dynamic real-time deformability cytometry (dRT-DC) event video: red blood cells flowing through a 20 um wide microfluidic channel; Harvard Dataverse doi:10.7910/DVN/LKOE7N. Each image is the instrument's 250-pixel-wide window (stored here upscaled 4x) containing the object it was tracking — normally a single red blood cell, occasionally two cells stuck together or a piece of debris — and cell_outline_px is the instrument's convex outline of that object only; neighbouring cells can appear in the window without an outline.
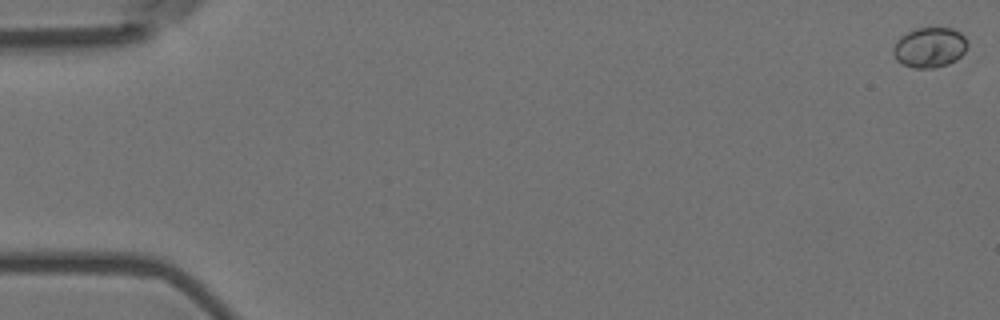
{"species": "Egyptian fruit bat (a non-hibernating species)", "species_latin": "Rousettus aegyptiacus", "temperature_condition": "room temperature", "stored_images_in_passage": 56, "camera_frame_rate_fps": 3000, "um_per_image_px": 0.085, "animal": {"sex": "female"}, "frame": {"image": 1, "passage_image": 1, "time_ms": 0.0, "image_size_px": [1000, 320], "cell_outline_px": [[968, 48], [956, 60], [948, 64], [932, 68], [912, 68], [896, 60], [892, 52], [892, 48], [896, 40], [900, 36], [916, 28], [952, 28], [960, 32], [968, 40]], "centroid_in_image_um": [79.02, 4.03], "position_along_channel_um": 6.0, "area_um2": 17.57}}
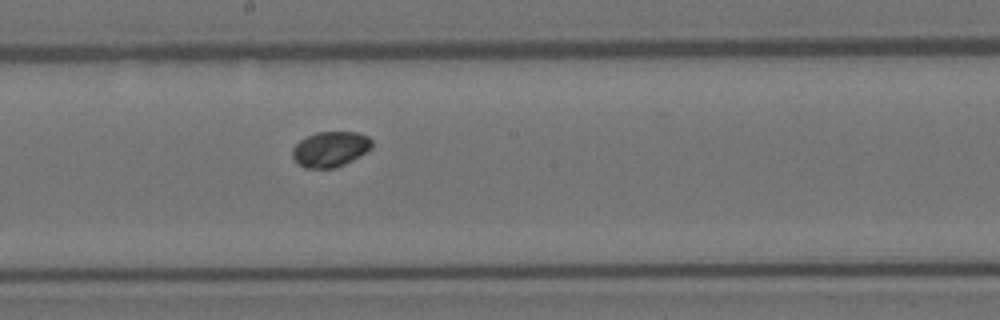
{"frame": {"image": 2, "passage_image": 32, "time_ms": 10.333, "image_size_px": [1000, 320], "cell_outline_px": [[372, 148], [360, 156], [336, 168], [304, 168], [296, 164], [292, 156], [292, 148], [300, 140], [316, 132], [356, 132], [368, 136], [372, 140]], "centroid_in_image_um": [28.06, 12.69], "position_along_channel_um": 220.1, "area_um2": 16.53}}
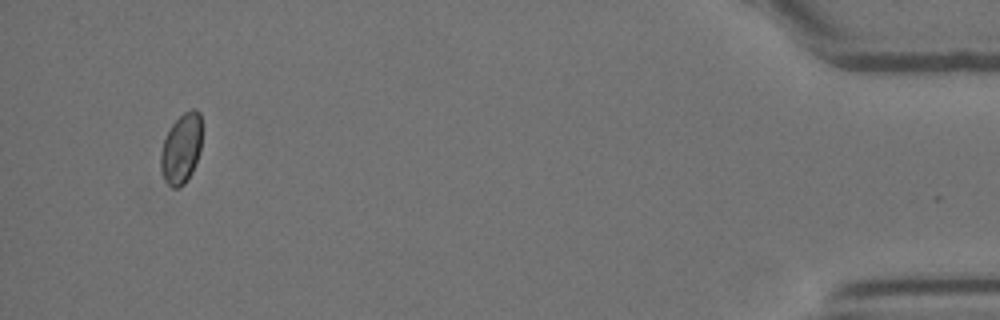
{"frame": {"image": 3, "passage_image": 55, "time_ms": 18.0, "image_size_px": [1000, 320], "cell_outline_px": [[200, 148], [192, 172], [184, 184], [180, 188], [172, 188], [164, 180], [160, 172], [160, 152], [164, 140], [172, 124], [184, 112], [192, 108], [196, 108], [200, 112]], "centroid_in_image_um": [15.38, 12.65], "position_along_channel_um": 419.8, "area_um2": 16.76}}